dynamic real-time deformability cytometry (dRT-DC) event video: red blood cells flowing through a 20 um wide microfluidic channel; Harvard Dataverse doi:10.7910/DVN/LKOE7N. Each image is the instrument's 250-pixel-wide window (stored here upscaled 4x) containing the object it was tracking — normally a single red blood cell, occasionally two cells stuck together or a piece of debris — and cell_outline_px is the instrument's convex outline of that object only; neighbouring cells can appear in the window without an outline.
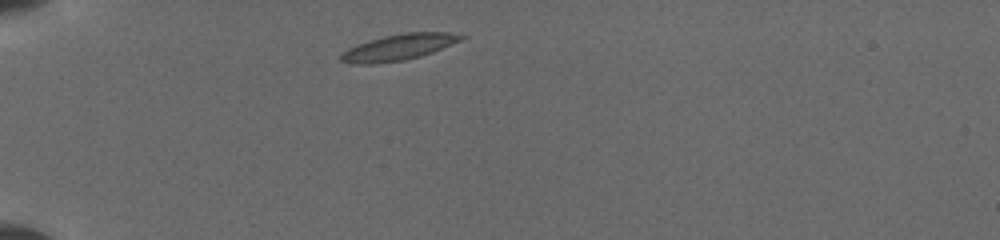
{"species": "common noctule bat (a hibernating species)", "species_latin": "Nyctalus noctula", "temperature_condition": "cold", "stored_images_in_passage": 3, "camera_frame_rate_fps": 3000, "um_per_image_px": 0.085, "animal": {"sex": "female", "body_mass_g": 19.5, "forearm_length_mm": 54.1}, "frame": {"image": 1, "passage_image": 1, "time_ms": 0.0, "image_size_px": [1000, 240], "cell_outline_px": [[468, 36], [460, 40], [432, 52], [420, 56], [404, 60], [376, 64], [352, 64], [340, 60], [340, 56], [348, 48], [368, 40], [384, 36], [404, 32], [448, 32]], "centroid_in_image_um": [33.86, 4.01], "position_along_channel_um": 51.1, "area_um2": 18.15}}
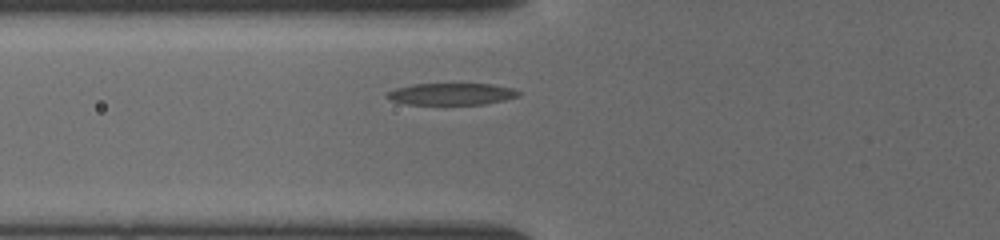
{"frame": {"image": 2, "passage_image": 3, "time_ms": 1.667, "image_size_px": [1000, 240], "cell_outline_px": [[520, 96], [504, 100], [484, 104], [408, 104], [392, 100], [384, 96], [388, 92], [396, 88], [412, 84], [492, 84], [512, 88], [520, 92]], "centroid_in_image_um": [38.39, 7.99], "position_along_channel_um": 87.4, "area_um2": 16.59}}